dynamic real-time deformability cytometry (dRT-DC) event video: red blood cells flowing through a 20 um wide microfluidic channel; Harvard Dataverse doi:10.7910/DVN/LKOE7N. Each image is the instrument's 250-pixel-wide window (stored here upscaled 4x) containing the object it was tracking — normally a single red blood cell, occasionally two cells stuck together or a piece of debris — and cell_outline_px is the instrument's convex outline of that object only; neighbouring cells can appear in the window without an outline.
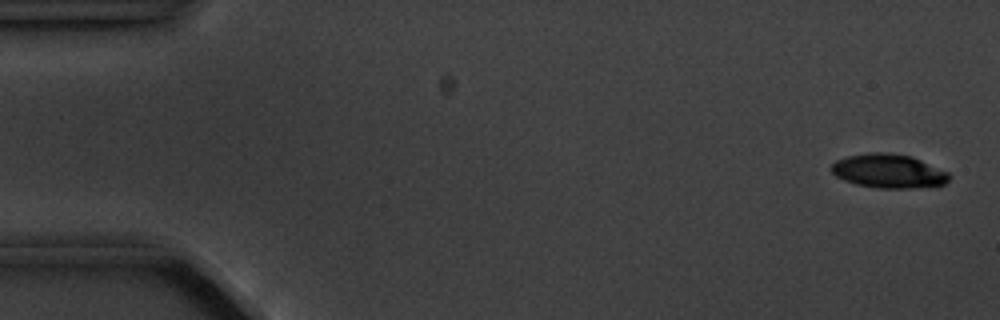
{"species": "common noctule bat (a hibernating species)", "species_latin": "Nyctalus noctula", "temperature_condition": "cold", "stored_images_in_passage": 4, "camera_frame_rate_fps": 3000, "um_per_image_px": 0.085, "animal": {"sex": "male", "body_mass_g": 20.1, "forearm_length_mm": 53.5}, "frame": {"image": 1, "passage_image": 1, "time_ms": 0.0, "image_size_px": [1000, 320], "cell_outline_px": [[948, 180], [944, 184], [912, 188], [880, 188], [856, 184], [844, 180], [836, 176], [832, 172], [832, 164], [836, 160], [848, 156], [872, 152], [880, 152], [912, 156], [948, 172]], "centroid_in_image_um": [75.51, 14.54], "position_along_channel_um": 9.5, "area_um2": 22.95}}
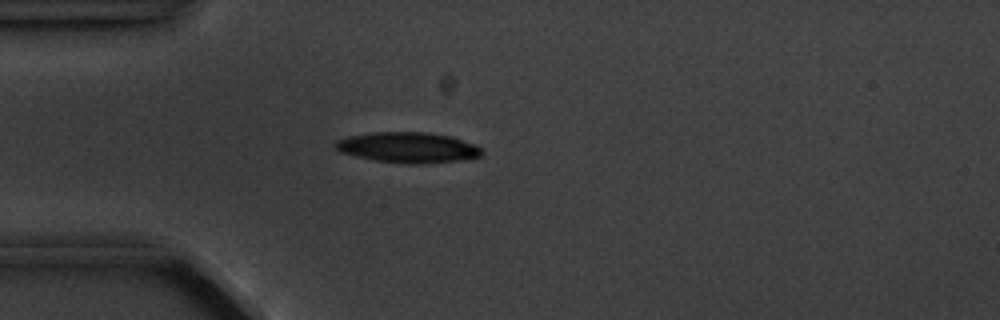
{"frame": {"image": 2, "passage_image": 4, "time_ms": 4.333, "image_size_px": [1000, 320], "cell_outline_px": [[484, 152], [480, 156], [456, 160], [420, 164], [408, 164], [376, 160], [356, 156], [340, 152], [332, 148], [332, 144], [336, 140], [348, 136], [372, 132], [424, 132], [448, 136], [476, 144]], "centroid_in_image_um": [34.6, 12.53], "position_along_channel_um": 50.4, "area_um2": 25.95}}